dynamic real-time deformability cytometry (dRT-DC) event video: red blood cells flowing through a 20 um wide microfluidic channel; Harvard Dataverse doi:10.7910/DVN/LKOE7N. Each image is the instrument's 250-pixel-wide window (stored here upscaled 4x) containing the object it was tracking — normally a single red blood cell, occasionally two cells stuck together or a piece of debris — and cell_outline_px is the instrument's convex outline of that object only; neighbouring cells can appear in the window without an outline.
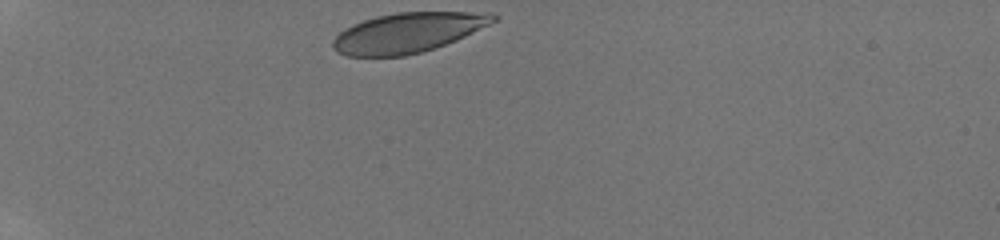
{"species": "human", "species_latin": "Homo sapiens", "temperature_condition": "room temperature", "stored_images_in_passage": 33, "camera_frame_rate_fps": 3000, "um_per_image_px": 0.085, "donor": {"sex": "male"}, "frame": {"image": 1, "passage_image": 1, "time_ms": 0.0, "image_size_px": [1000, 240], "cell_outline_px": [[500, 16], [496, 20], [456, 40], [436, 48], [404, 56], [348, 56], [336, 52], [332, 48], [332, 40], [344, 28], [352, 24], [376, 16], [396, 12], [492, 12]], "centroid_in_image_um": [34.64, 2.77], "position_along_channel_um": 50.4, "area_um2": 37.28}}
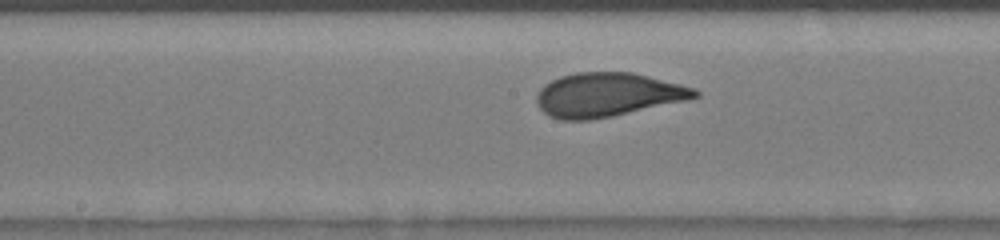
{"frame": {"image": 2, "passage_image": 10, "time_ms": 4.667, "image_size_px": [1000, 240], "cell_outline_px": [[700, 96], [688, 100], [612, 116], [588, 120], [560, 120], [548, 116], [536, 104], [536, 96], [540, 88], [544, 84], [560, 76], [576, 72], [632, 72], [696, 88], [700, 92]], "centroid_in_image_um": [51.63, 8.06], "position_along_channel_um": 196.6, "area_um2": 40.63}}
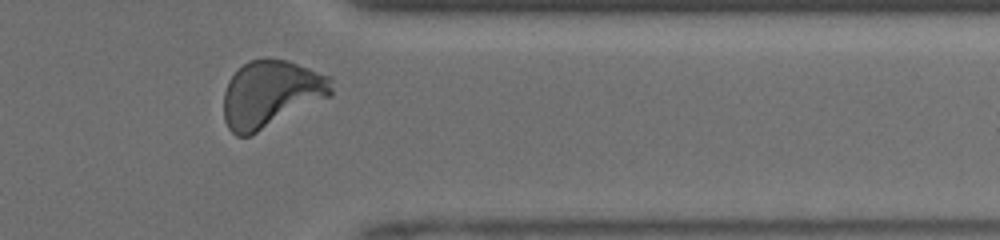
{"frame": {"image": 3, "passage_image": 29, "time_ms": 9.333, "image_size_px": [1000, 240], "cell_outline_px": [[332, 96], [248, 136], [236, 136], [228, 128], [224, 120], [224, 92], [228, 80], [248, 60], [288, 60], [332, 76]], "centroid_in_image_um": [23.05, 7.98], "position_along_channel_um": 388.3, "area_um2": 41.85}, "authors_computed_cell_mechanics": {"area_um2": 40.171, "velocity_mm_per_s": 4.1496, "shape_relaxation_time_tau1_ms": 2.5888, "shape_relaxation_time_tau2_ms": null, "deformation_change_tau1": 0.1264, "deformation_change_tau2": null}}